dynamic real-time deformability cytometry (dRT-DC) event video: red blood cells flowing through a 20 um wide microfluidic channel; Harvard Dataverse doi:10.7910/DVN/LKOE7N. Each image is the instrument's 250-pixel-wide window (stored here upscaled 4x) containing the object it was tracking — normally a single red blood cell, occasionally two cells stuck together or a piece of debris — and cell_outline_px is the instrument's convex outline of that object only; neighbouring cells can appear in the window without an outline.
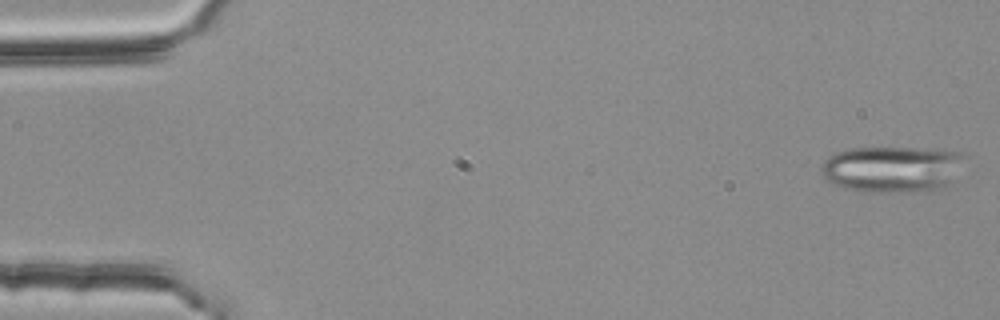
{"species": "common noctule bat (a hibernating species)", "species_latin": "Nyctalus noctula", "temperature_condition": "room temperature", "stored_images_in_passage": 3, "camera_frame_rate_fps": 3000, "um_per_image_px": 0.085, "animal": {"sex": "female", "body_mass_g": 25.1}, "frame": {"image": 1, "passage_image": 1, "time_ms": 0.0, "image_size_px": [1000, 320], "cell_outline_px": [[968, 156], [944, 188], [924, 192], [864, 192], [844, 188], [828, 180], [820, 172], [820, 168], [824, 160], [828, 156], [836, 152], [852, 148], [916, 148], [960, 152]], "centroid_in_image_um": [75.82, 14.38], "position_along_channel_um": 9.2, "area_um2": 38.84}}